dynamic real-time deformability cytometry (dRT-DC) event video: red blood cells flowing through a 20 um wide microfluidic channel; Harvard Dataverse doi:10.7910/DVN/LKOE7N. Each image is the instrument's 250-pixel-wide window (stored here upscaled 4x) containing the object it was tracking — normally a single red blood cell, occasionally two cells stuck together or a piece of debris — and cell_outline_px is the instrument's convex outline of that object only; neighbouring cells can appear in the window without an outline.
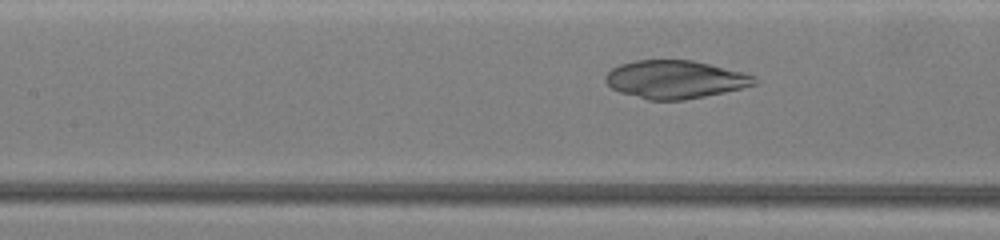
{"species": "common noctule bat (a hibernating species)", "species_latin": "Nyctalus noctula", "temperature_condition": "warm", "stored_images_in_passage": 58, "camera_frame_rate_fps": 3000, "um_per_image_px": 0.085, "animal": {"sex": "female", "body_mass_g": 19.5, "forearm_length_mm": 54.1}, "frame": {"image": 1, "passage_image": 33, "time_ms": 10.667, "image_size_px": [1000, 240], "cell_outline_px": [[756, 84], [724, 92], [684, 100], [648, 100], [620, 92], [612, 88], [604, 80], [604, 76], [612, 68], [620, 64], [636, 60], [692, 60], [744, 72], [756, 76]], "centroid_in_image_um": [57.37, 6.75], "position_along_channel_um": 150.0, "area_um2": 32.95}}
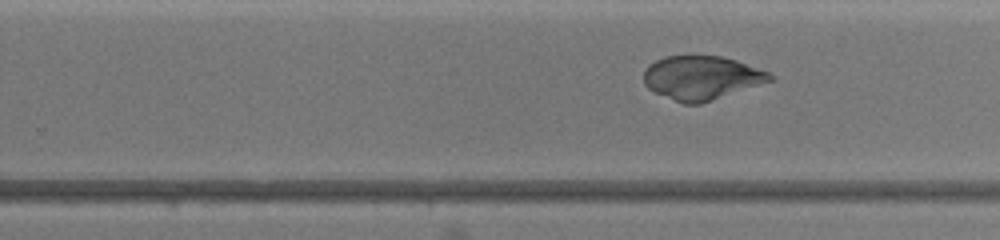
{"frame": {"image": 2, "passage_image": 45, "time_ms": 14.667, "image_size_px": [1000, 240], "cell_outline_px": [[772, 80], [700, 104], [684, 104], [652, 92], [644, 84], [644, 72], [648, 64], [664, 56], [720, 56], [736, 60], [768, 72], [772, 76]], "centroid_in_image_um": [59.57, 6.61], "position_along_channel_um": 270.2, "area_um2": 31.96}}
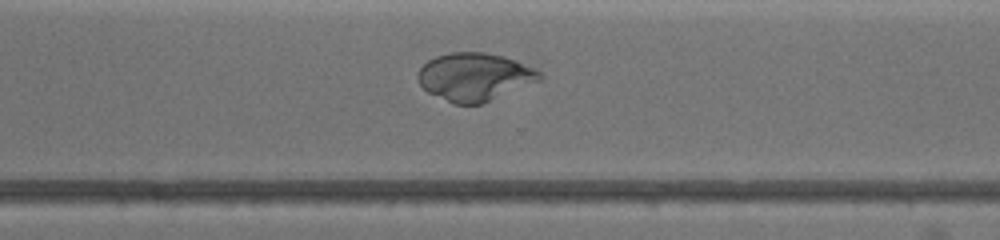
{"frame": {"image": 3, "passage_image": 51, "time_ms": 16.667, "image_size_px": [1000, 240], "cell_outline_px": [[540, 80], [480, 104], [452, 104], [428, 92], [420, 84], [416, 76], [420, 68], [428, 60], [436, 56], [448, 52], [484, 52], [504, 56], [536, 68], [540, 72]], "centroid_in_image_um": [40.31, 6.52], "position_along_channel_um": 330.3, "area_um2": 33.81}}